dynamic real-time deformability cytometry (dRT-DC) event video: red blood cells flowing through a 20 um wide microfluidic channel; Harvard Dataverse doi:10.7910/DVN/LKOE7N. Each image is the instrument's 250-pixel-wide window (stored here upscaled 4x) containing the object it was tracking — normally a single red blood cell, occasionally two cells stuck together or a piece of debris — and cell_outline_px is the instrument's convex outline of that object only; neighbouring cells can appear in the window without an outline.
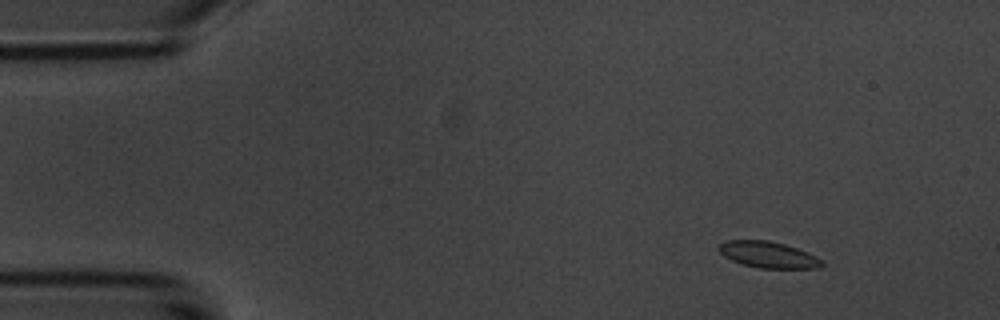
{"species": "common noctule bat (a hibernating species)", "species_latin": "Nyctalus noctula", "temperature_condition": "room temperature", "stored_images_in_passage": 6, "camera_frame_rate_fps": 3000, "um_per_image_px": 0.085, "animal": {"sex": "male", "body_mass_g": 20.1, "forearm_length_mm": 53.5}, "frame": {"image": 1, "passage_image": 2, "time_ms": 1.333, "image_size_px": [1000, 320], "cell_outline_px": [[824, 264], [820, 268], [760, 268], [744, 264], [732, 260], [724, 256], [716, 248], [724, 240], [768, 240], [784, 244], [808, 252], [824, 260]], "centroid_in_image_um": [65.31, 21.64], "position_along_channel_um": 19.7, "area_um2": 15.84}}
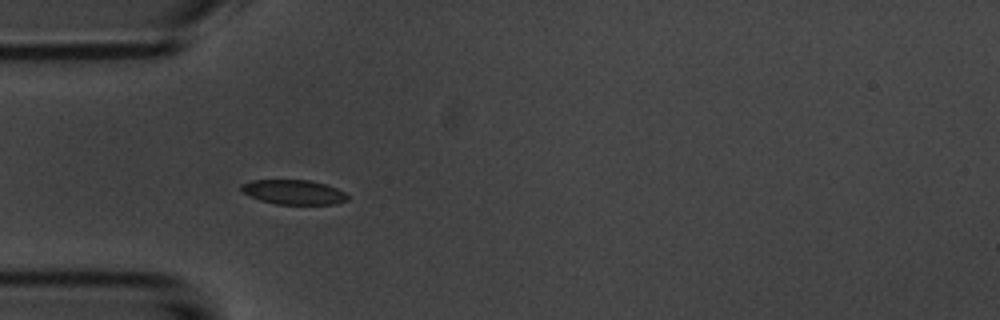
{"frame": {"image": 2, "passage_image": 5, "time_ms": 4.667, "image_size_px": [1000, 320], "cell_outline_px": [[348, 200], [336, 204], [276, 204], [260, 200], [244, 192], [240, 188], [240, 184], [252, 180], [308, 180], [324, 184], [336, 188], [344, 192], [348, 196]], "centroid_in_image_um": [24.96, 16.33], "position_along_channel_um": 60.0, "area_um2": 15.09}}
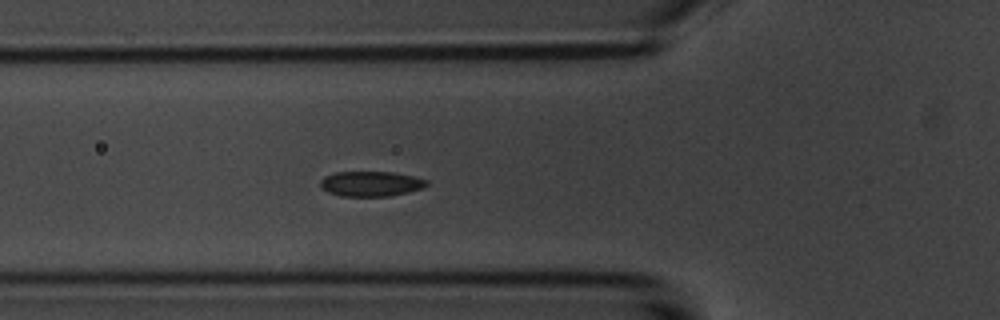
{"frame": {"image": 3, "passage_image": 6, "time_ms": 5.667, "image_size_px": [1000, 320], "cell_outline_px": [[428, 184], [424, 188], [392, 196], [340, 196], [328, 192], [320, 188], [320, 180], [324, 176], [336, 172], [392, 172], [412, 176], [428, 180]], "centroid_in_image_um": [31.51, 15.62], "position_along_channel_um": 94.3, "area_um2": 15.66}}